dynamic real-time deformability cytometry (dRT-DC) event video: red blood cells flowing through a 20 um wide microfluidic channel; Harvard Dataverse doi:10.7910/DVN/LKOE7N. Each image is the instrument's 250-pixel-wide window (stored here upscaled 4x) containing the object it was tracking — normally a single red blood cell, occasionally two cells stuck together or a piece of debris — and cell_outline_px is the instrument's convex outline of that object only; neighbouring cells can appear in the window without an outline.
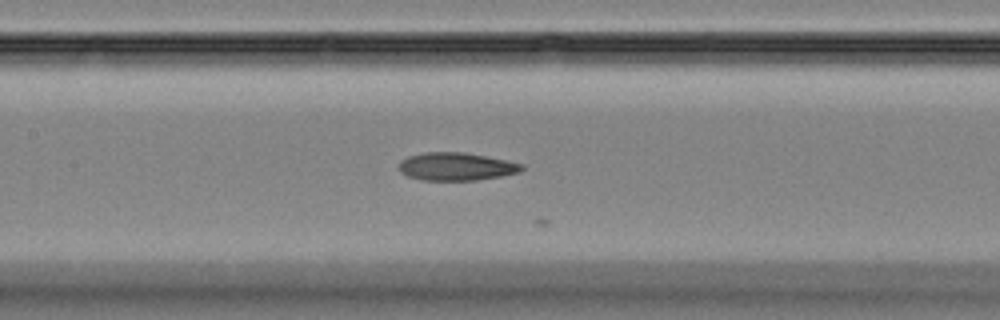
{"species": "Egyptian fruit bat (a non-hibernating species)", "species_latin": "Rousettus aegyptiacus", "temperature_condition": "room temperature", "stored_images_in_passage": 15, "camera_frame_rate_fps": 3000, "um_per_image_px": 0.085, "animal": {"sex": "female"}, "frame": {"image": 1, "passage_image": 9, "time_ms": 2.667, "image_size_px": [1000, 320], "cell_outline_px": [[524, 168], [520, 172], [504, 176], [476, 180], [420, 180], [408, 176], [400, 172], [400, 160], [408, 156], [424, 152], [464, 152], [524, 164]], "centroid_in_image_um": [38.78, 14.16], "position_along_channel_um": 168.6, "area_um2": 20.0}}
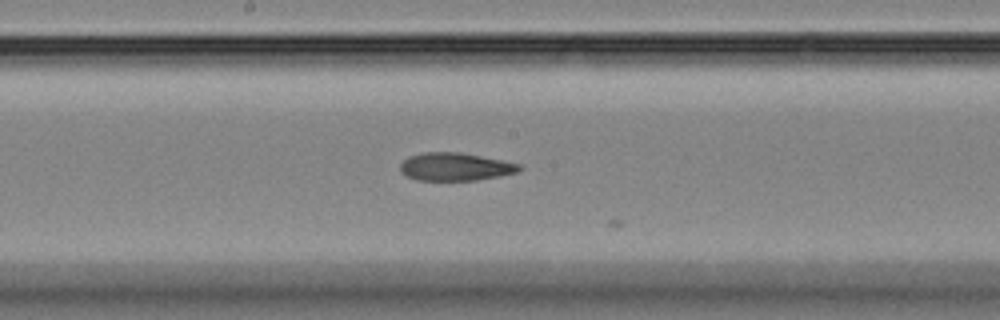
{"frame": {"image": 2, "passage_image": 12, "time_ms": 3.667, "image_size_px": [1000, 320], "cell_outline_px": [[524, 168], [516, 172], [500, 176], [476, 180], [416, 180], [400, 172], [400, 164], [408, 156], [424, 152], [460, 152], [520, 164]], "centroid_in_image_um": [38.67, 14.17], "position_along_channel_um": 209.5, "area_um2": 19.31}}